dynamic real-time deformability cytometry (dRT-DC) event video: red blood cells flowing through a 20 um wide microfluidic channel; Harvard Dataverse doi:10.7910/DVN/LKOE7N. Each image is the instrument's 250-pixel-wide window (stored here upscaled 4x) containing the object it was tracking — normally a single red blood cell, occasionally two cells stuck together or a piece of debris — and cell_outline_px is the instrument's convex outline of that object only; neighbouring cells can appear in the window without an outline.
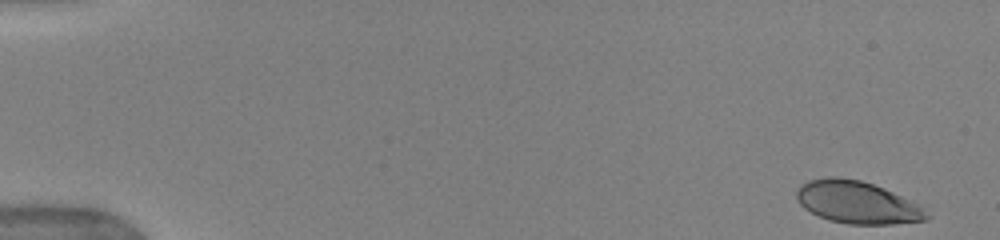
{"species": "human", "species_latin": "Homo sapiens", "temperature_condition": "warm", "stored_images_in_passage": 45, "camera_frame_rate_fps": 3000, "um_per_image_px": 0.085, "donor": {"sex": "female"}, "frame": {"image": 1, "passage_image": 1, "time_ms": 0.0, "image_size_px": [1000, 240], "cell_outline_px": [[932, 216], [924, 220], [892, 224], [848, 224], [828, 220], [804, 208], [800, 204], [796, 196], [796, 192], [800, 184], [808, 180], [828, 176], [836, 176], [860, 180], [884, 188], [916, 204]], "centroid_in_image_um": [72.81, 17.19], "position_along_channel_um": 12.2, "area_um2": 31.85}}
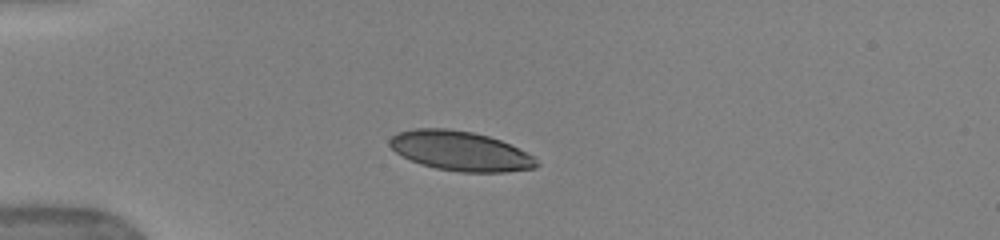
{"frame": {"image": 2, "passage_image": 13, "time_ms": 4.0, "image_size_px": [1000, 240], "cell_outline_px": [[540, 164], [536, 168], [504, 172], [460, 172], [436, 168], [420, 164], [396, 152], [388, 144], [388, 140], [396, 132], [416, 128], [448, 128], [472, 132], [488, 136], [500, 140], [528, 152]], "centroid_in_image_um": [39.12, 12.83], "position_along_channel_um": 45.9, "area_um2": 33.93}}
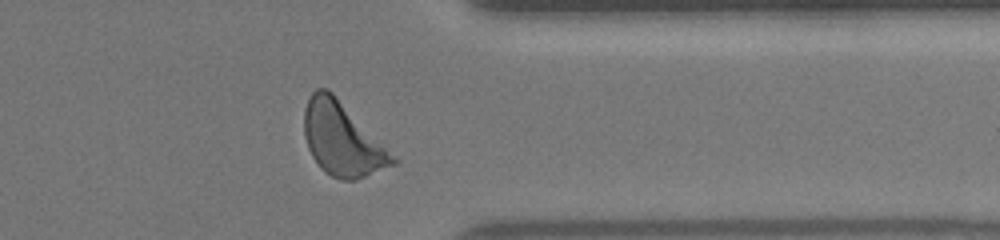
{"frame": {"image": 3, "passage_image": 41, "time_ms": 13.333, "image_size_px": [1000, 240], "cell_outline_px": [[400, 160], [396, 164], [356, 180], [340, 180], [324, 172], [320, 168], [312, 156], [308, 148], [304, 136], [304, 108], [312, 92], [316, 88], [328, 88]], "centroid_in_image_um": [29.09, 11.85], "position_along_channel_um": 382.3, "area_um2": 37.8}, "authors_computed_cell_mechanics": {"area_um2": 35.6048, "velocity_mm_per_s": 3.9495, "shape_relaxation_time_tau1_ms": 3.1924, "shape_relaxation_time_tau2_ms": null, "deformation_change_tau1": 0.1686, "deformation_change_tau2": null}}